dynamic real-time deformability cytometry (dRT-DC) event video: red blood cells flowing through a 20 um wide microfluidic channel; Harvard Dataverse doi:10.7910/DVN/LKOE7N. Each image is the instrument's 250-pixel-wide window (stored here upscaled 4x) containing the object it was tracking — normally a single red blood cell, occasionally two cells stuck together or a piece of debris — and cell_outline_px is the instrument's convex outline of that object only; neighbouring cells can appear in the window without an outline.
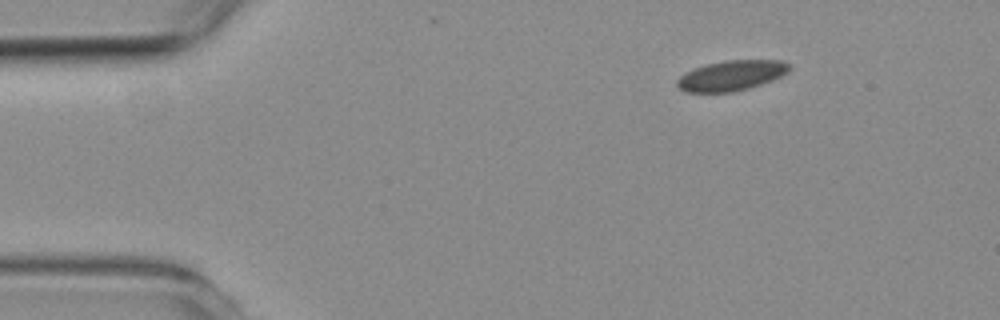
{"species": "common noctule bat (a hibernating species)", "species_latin": "Nyctalus noctula", "temperature_condition": "room temperature", "stored_images_in_passage": 3, "camera_frame_rate_fps": 3000, "um_per_image_px": 0.085, "animal": {"sex": "female", "body_mass_g": 19.3, "forearm_length_mm": 54.1}, "frame": {"image": 1, "passage_image": 1, "time_ms": 0.0, "image_size_px": [1000, 320], "cell_outline_px": [[792, 68], [788, 72], [772, 80], [748, 88], [732, 92], [684, 92], [676, 84], [676, 80], [684, 72], [692, 68], [704, 64], [728, 60], [784, 60]], "centroid_in_image_um": [62.14, 6.41], "position_along_channel_um": 22.9, "area_um2": 19.88}}